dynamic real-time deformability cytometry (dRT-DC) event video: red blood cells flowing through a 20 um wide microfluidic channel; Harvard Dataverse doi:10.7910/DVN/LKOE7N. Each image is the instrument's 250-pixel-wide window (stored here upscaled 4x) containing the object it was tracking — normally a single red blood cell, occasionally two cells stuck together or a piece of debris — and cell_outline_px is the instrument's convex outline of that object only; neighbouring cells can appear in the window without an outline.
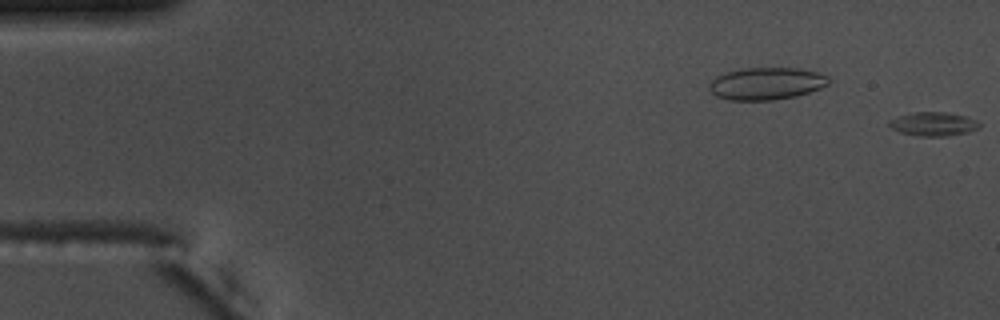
{"species": "common noctule bat (a hibernating species)", "species_latin": "Nyctalus noctula", "temperature_condition": "warm", "stored_images_in_passage": 3, "camera_frame_rate_fps": 3000, "um_per_image_px": 0.085, "animal": {"sex": "male", "body_mass_g": 17.5, "forearm_length_mm": 52.3}, "frame": {"image": 1, "passage_image": 3, "time_ms": 0.667, "image_size_px": [1000, 320], "cell_outline_px": [[980, 124], [976, 128], [968, 132], [948, 136], [920, 136], [900, 132], [892, 128], [888, 124], [888, 120], [900, 116], [916, 112], [944, 112], [964, 116], [976, 120]], "centroid_in_image_um": [79.32, 10.54], "position_along_channel_um": 5.7, "area_um2": 12.25}}